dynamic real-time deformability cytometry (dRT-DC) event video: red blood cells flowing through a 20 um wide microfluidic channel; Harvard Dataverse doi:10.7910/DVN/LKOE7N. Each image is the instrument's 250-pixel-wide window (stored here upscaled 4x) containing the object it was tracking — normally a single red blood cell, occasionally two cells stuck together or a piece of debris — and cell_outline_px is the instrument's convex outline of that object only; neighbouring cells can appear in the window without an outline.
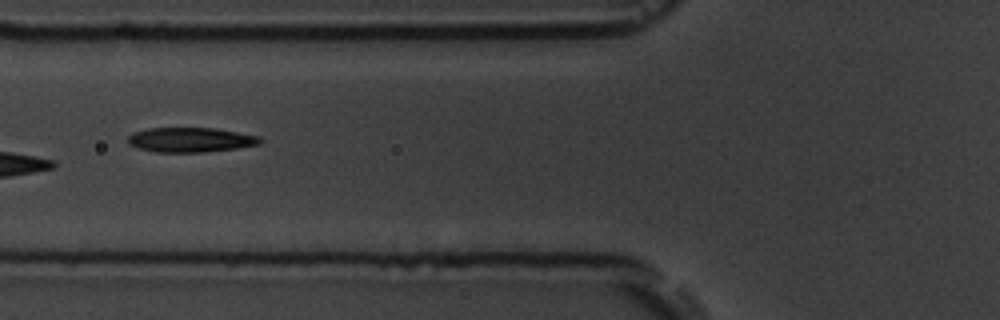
{"species": "common noctule bat (a hibernating species)", "species_latin": "Nyctalus noctula", "temperature_condition": "room temperature", "stored_images_in_passage": 6, "camera_frame_rate_fps": 3000, "um_per_image_px": 0.085, "animal": {"sex": "male", "body_mass_g": 19.5, "forearm_length_mm": 54.6}, "frame": {"image": 1, "passage_image": 5, "time_ms": 4.667, "image_size_px": [1000, 320], "cell_outline_px": [[264, 140], [260, 144], [236, 148], [204, 152], [156, 152], [140, 148], [128, 144], [128, 136], [132, 132], [148, 128], [216, 128], [260, 136]], "centroid_in_image_um": [16.21, 11.88], "position_along_channel_um": 109.6, "area_um2": 19.07}}
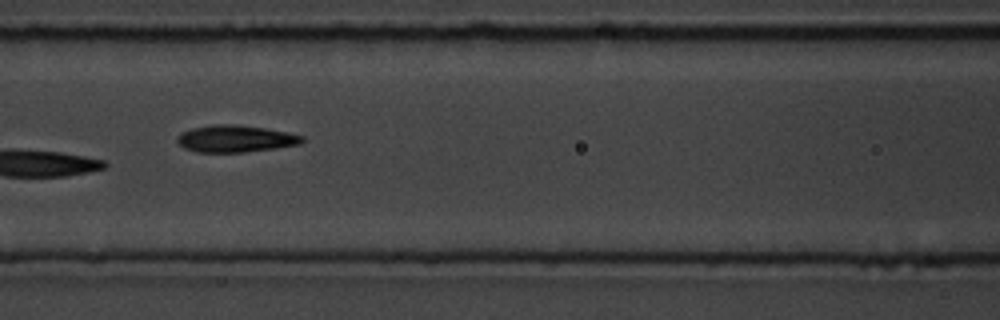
{"frame": {"image": 2, "passage_image": 6, "time_ms": 5.667, "image_size_px": [1000, 320], "cell_outline_px": [[304, 140], [300, 144], [276, 148], [244, 152], [196, 152], [184, 148], [176, 140], [176, 136], [180, 132], [192, 128], [216, 124], [236, 124], [264, 128], [304, 136]], "centroid_in_image_um": [19.97, 11.79], "position_along_channel_um": 146.6, "area_um2": 19.59}}